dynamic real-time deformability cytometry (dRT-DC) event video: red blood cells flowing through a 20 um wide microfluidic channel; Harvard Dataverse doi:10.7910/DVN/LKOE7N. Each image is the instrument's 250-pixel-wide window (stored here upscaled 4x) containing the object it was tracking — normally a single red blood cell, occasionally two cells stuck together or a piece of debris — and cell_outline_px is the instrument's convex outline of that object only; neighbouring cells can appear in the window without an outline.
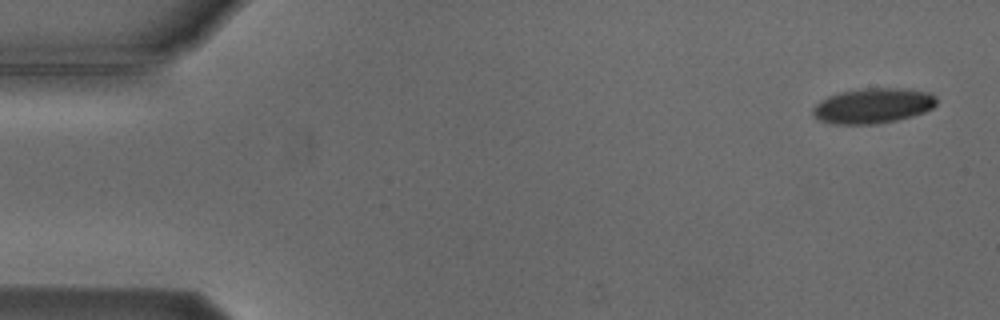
{"species": "Egyptian fruit bat (a non-hibernating species)", "species_latin": "Rousettus aegyptiacus", "temperature_condition": "cold", "stored_images_in_passage": 5, "camera_frame_rate_fps": 3000, "um_per_image_px": 0.085, "animal": {"sex": "male"}, "frame": {"image": 1, "passage_image": 1, "time_ms": 0.0, "image_size_px": [1000, 320], "cell_outline_px": [[936, 104], [932, 108], [924, 112], [912, 116], [896, 120], [872, 124], [832, 124], [820, 120], [812, 112], [812, 108], [820, 100], [828, 96], [840, 92], [860, 88], [908, 88], [928, 92], [936, 96]], "centroid_in_image_um": [74.2, 8.97], "position_along_channel_um": 10.8, "area_um2": 25.43}}